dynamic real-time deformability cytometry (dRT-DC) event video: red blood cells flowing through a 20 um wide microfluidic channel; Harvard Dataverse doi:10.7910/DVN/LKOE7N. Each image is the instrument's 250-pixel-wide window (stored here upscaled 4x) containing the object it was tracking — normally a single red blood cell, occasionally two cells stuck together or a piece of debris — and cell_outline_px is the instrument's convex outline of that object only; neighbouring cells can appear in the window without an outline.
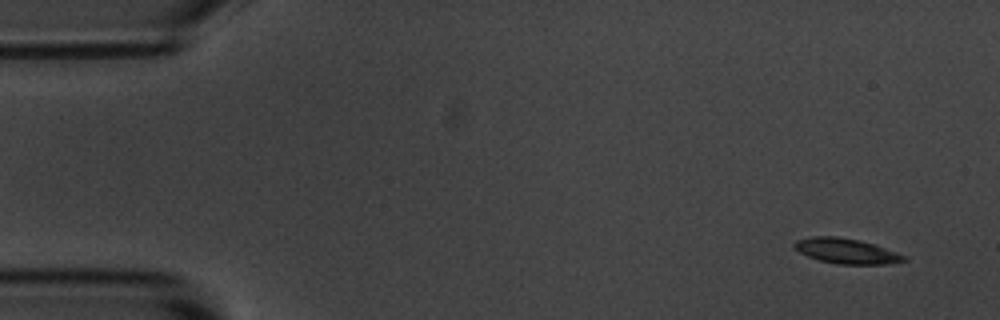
{"species": "common noctule bat (a hibernating species)", "species_latin": "Nyctalus noctula", "temperature_condition": "room temperature", "stored_images_in_passage": 7, "camera_frame_rate_fps": 3000, "um_per_image_px": 0.085, "animal": {"sex": "male", "body_mass_g": 20.1, "forearm_length_mm": 53.5}, "frame": {"image": 1, "passage_image": 1, "time_ms": 0.0, "image_size_px": [1000, 320], "cell_outline_px": [[908, 260], [884, 264], [836, 264], [820, 260], [808, 256], [800, 252], [792, 244], [796, 240], [812, 236], [836, 236], [860, 240], [876, 244], [908, 256]], "centroid_in_image_um": [71.98, 21.33], "position_along_channel_um": 13.0, "area_um2": 16.18}}
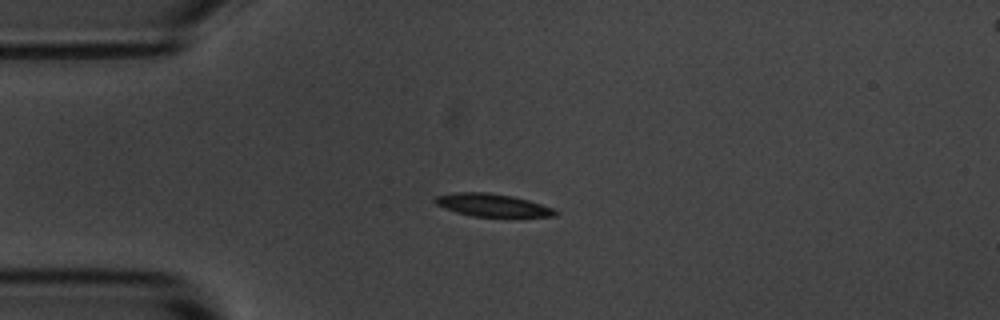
{"frame": {"image": 2, "passage_image": 4, "time_ms": 3.333, "image_size_px": [1000, 320], "cell_outline_px": [[560, 212], [556, 216], [472, 216], [456, 212], [444, 208], [436, 204], [432, 200], [436, 196], [456, 192], [488, 192], [512, 196], [528, 200], [552, 208]], "centroid_in_image_um": [41.81, 17.43], "position_along_channel_um": 43.2, "area_um2": 15.78}}
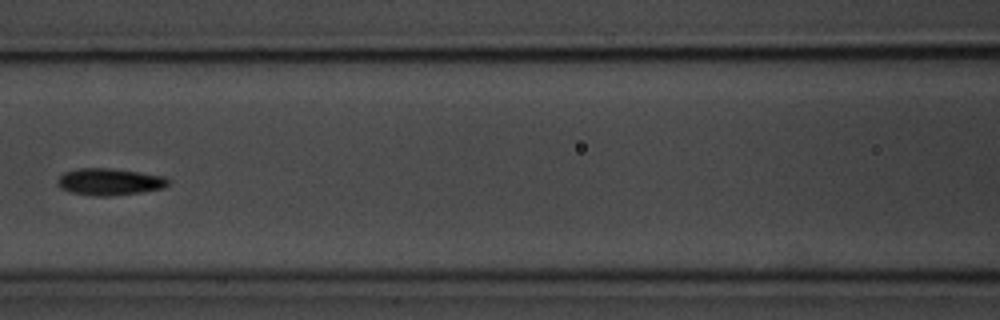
{"frame": {"image": 3, "passage_image": 7, "time_ms": 7.0, "image_size_px": [1000, 320], "cell_outline_px": [[168, 184], [164, 188], [140, 192], [112, 196], [92, 196], [72, 192], [60, 188], [56, 184], [56, 180], [64, 172], [80, 168], [112, 168], [164, 176], [168, 180]], "centroid_in_image_um": [9.27, 15.45], "position_along_channel_um": 157.3, "area_um2": 17.34}}